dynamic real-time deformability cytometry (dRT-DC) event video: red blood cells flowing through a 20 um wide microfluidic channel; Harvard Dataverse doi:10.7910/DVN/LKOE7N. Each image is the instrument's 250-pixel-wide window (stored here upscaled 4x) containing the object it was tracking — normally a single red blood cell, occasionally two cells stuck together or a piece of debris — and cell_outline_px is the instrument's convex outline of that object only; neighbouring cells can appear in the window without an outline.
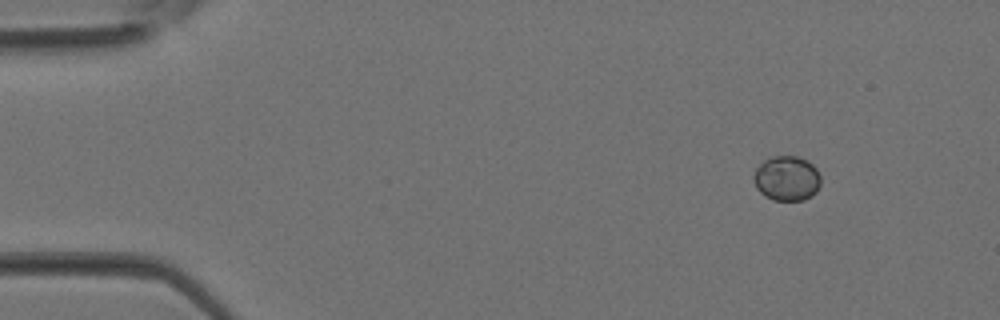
{"species": "Egyptian fruit bat (a non-hibernating species)", "species_latin": "Rousettus aegyptiacus", "temperature_condition": "room temperature", "stored_images_in_passage": 3, "camera_frame_rate_fps": 3000, "um_per_image_px": 0.085, "animal": {"sex": "female"}, "frame": {"image": 1, "passage_image": 1, "time_ms": 0.0, "image_size_px": [1000, 320], "cell_outline_px": [[820, 184], [816, 192], [812, 196], [804, 200], [772, 200], [764, 196], [756, 188], [752, 180], [752, 176], [756, 168], [764, 160], [772, 156], [796, 156], [808, 160], [816, 168], [820, 176]], "centroid_in_image_um": [66.86, 15.16], "position_along_channel_um": 18.1, "area_um2": 17.8}}